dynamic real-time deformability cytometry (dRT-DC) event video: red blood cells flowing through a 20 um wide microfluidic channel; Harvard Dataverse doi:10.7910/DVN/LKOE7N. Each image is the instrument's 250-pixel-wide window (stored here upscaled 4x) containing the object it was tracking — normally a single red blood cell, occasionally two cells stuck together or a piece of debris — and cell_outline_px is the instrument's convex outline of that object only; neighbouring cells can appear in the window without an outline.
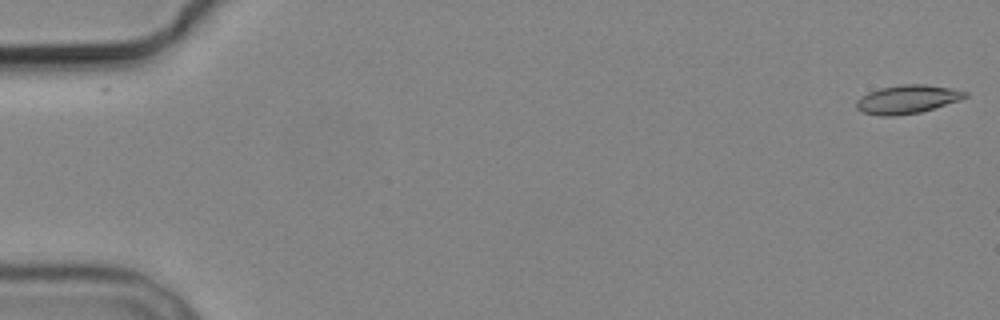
{"species": "common noctule bat (a hibernating species)", "species_latin": "Nyctalus noctula", "temperature_condition": "cold", "stored_images_in_passage": 2, "camera_frame_rate_fps": 3000, "um_per_image_px": 0.085, "animal": {"sex": "male", "body_mass_g": 19.2, "forearm_length_mm": 51.8}, "frame": {"image": 1, "passage_image": 2, "time_ms": 1.0, "image_size_px": [1000, 320], "cell_outline_px": [[968, 96], [960, 100], [920, 112], [896, 116], [880, 116], [860, 112], [856, 108], [856, 100], [860, 96], [868, 92], [880, 88], [900, 84], [924, 84], [952, 88], [968, 92]], "centroid_in_image_um": [77.09, 8.44], "position_along_channel_um": 7.9, "area_um2": 18.26}}